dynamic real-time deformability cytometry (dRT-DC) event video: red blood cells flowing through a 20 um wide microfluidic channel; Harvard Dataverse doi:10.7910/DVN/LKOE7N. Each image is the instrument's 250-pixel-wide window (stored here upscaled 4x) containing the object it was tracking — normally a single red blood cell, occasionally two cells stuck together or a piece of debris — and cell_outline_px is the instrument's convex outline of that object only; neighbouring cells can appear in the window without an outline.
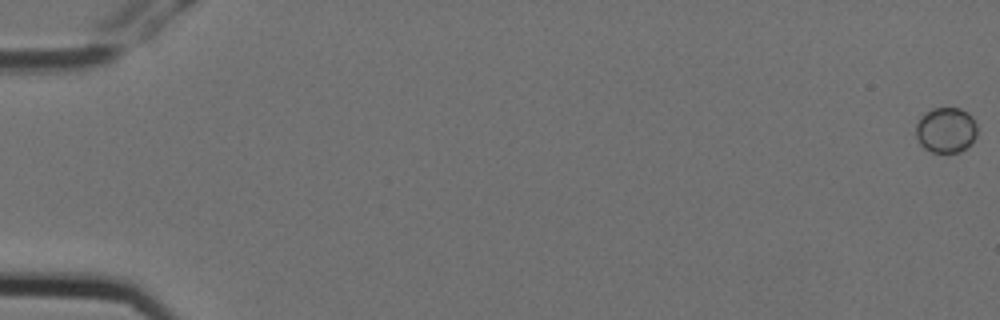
{"species": "Egyptian fruit bat (a non-hibernating species)", "species_latin": "Rousettus aegyptiacus", "temperature_condition": "cold", "stored_images_in_passage": 9, "camera_frame_rate_fps": 3000, "um_per_image_px": 0.085, "animal": {"sex": "female"}, "frame": {"image": 1, "passage_image": 1, "time_ms": 0.0, "image_size_px": [1000, 320], "cell_outline_px": [[976, 136], [972, 144], [960, 152], [932, 152], [924, 148], [920, 144], [916, 136], [916, 124], [920, 116], [932, 108], [960, 108], [968, 112], [972, 116], [976, 124]], "centroid_in_image_um": [80.41, 11.05], "position_along_channel_um": 4.6, "area_um2": 16.42}}
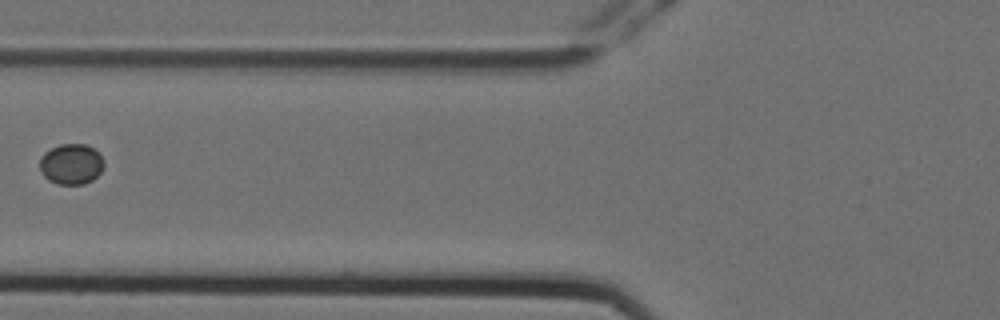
{"frame": {"image": 2, "passage_image": 7, "time_ms": 2.0, "image_size_px": [1000, 320], "cell_outline_px": [[104, 164], [100, 172], [92, 180], [84, 184], [56, 184], [48, 180], [44, 176], [40, 168], [40, 156], [44, 152], [60, 144], [84, 144], [100, 152], [104, 160]], "centroid_in_image_um": [6.06, 13.94], "position_along_channel_um": 119.7, "area_um2": 15.26}}
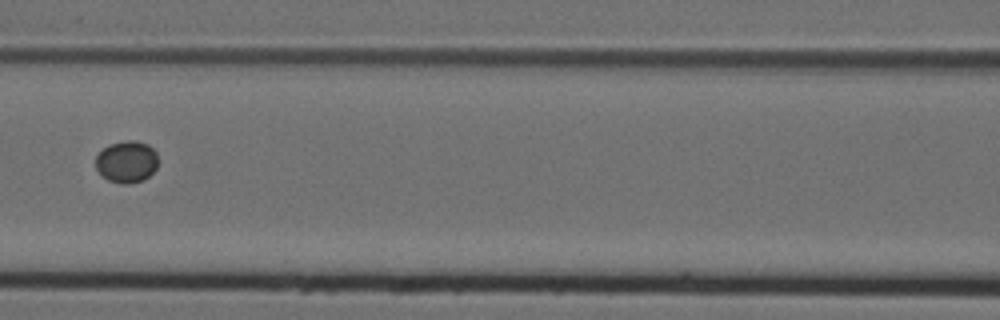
{"frame": {"image": 3, "passage_image": 8, "time_ms": 2.333, "image_size_px": [1000, 320], "cell_outline_px": [[156, 168], [144, 180], [128, 184], [124, 184], [108, 180], [100, 176], [96, 168], [96, 156], [108, 144], [128, 140], [136, 140], [148, 144], [156, 152]], "centroid_in_image_um": [10.74, 13.75], "position_along_channel_um": 155.9, "area_um2": 15.26}}